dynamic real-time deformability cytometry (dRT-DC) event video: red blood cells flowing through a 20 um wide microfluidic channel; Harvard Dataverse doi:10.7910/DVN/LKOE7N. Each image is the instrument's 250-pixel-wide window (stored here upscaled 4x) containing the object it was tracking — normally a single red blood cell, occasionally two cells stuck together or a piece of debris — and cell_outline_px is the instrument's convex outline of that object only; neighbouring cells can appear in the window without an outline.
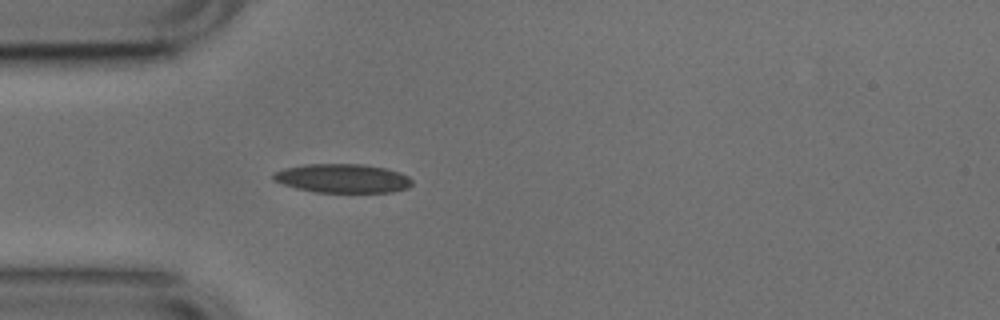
{"species": "common noctule bat (a hibernating species)", "species_latin": "Nyctalus noctula", "temperature_condition": "cold", "stored_images_in_passage": 41, "camera_frame_rate_fps": 3000, "um_per_image_px": 0.085, "animal": {"sex": "male", "body_mass_g": 17.9, "forearm_length_mm": 54.2}, "frame": {"image": 1, "passage_image": 7, "time_ms": 2.0, "image_size_px": [1000, 320], "cell_outline_px": [[412, 184], [408, 188], [392, 192], [316, 192], [296, 188], [272, 180], [272, 176], [276, 172], [284, 168], [304, 164], [364, 164], [384, 168], [400, 172], [408, 176], [412, 180]], "centroid_in_image_um": [29.13, 15.16], "position_along_channel_um": 55.9, "area_um2": 23.35}, "authors_computed_cell_mechanics": {"area_um2": 21.7328, "velocity_mm_per_s": 3.7841, "shape_relaxation_time_tau1_ms": 10.234, "shape_relaxation_time_tau2_ms": 3.1799, "deformation_change_tau1": 0.1941, "deformation_change_tau2": 0.106}}